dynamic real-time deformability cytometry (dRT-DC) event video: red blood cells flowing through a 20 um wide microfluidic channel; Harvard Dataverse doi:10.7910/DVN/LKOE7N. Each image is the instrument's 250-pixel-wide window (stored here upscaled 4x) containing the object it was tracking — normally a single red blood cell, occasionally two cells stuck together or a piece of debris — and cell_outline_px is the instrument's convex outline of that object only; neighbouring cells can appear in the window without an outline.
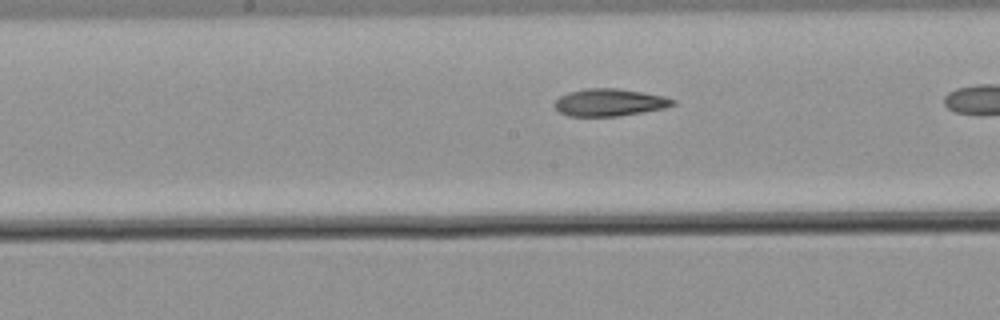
{"species": "common noctule bat (a hibernating species)", "species_latin": "Nyctalus noctula", "temperature_condition": "warm", "stored_images_in_passage": 25, "camera_frame_rate_fps": 3000, "um_per_image_px": 0.085, "animal": {"sex": "male", "body_mass_g": 21.5, "forearm_length_mm": 52.0}, "frame": {"image": 1, "passage_image": 15, "time_ms": 4.667, "image_size_px": [1000, 320], "cell_outline_px": [[676, 104], [664, 108], [616, 116], [568, 116], [560, 112], [552, 104], [560, 96], [568, 92], [588, 88], [616, 88], [644, 92], [664, 96], [676, 100]], "centroid_in_image_um": [51.8, 8.7], "position_along_channel_um": 196.4, "area_um2": 18.79}}
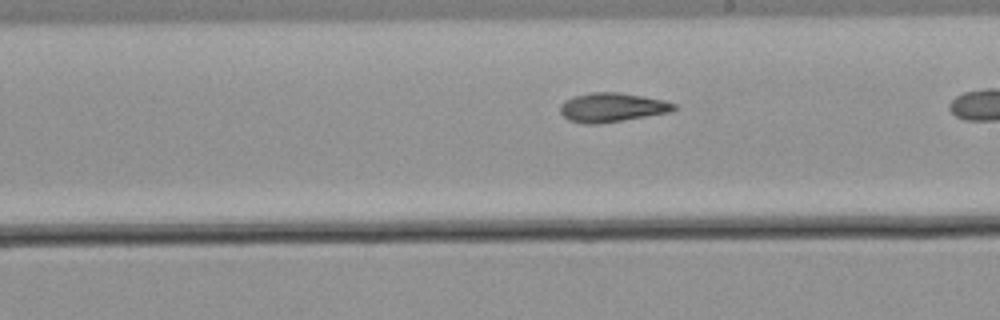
{"frame": {"image": 2, "passage_image": 18, "time_ms": 5.667, "image_size_px": [1000, 320], "cell_outline_px": [[680, 108], [672, 112], [600, 124], [584, 124], [568, 120], [560, 112], [560, 104], [564, 100], [572, 96], [592, 92], [620, 92], [664, 100], [676, 104]], "centroid_in_image_um": [52.04, 9.13], "position_along_channel_um": 237.0, "area_um2": 19.65}}